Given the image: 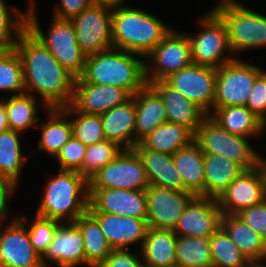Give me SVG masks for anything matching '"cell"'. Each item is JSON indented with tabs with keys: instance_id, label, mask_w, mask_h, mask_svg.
Segmentation results:
<instances>
[{
	"instance_id": "38",
	"label": "cell",
	"mask_w": 266,
	"mask_h": 267,
	"mask_svg": "<svg viewBox=\"0 0 266 267\" xmlns=\"http://www.w3.org/2000/svg\"><path fill=\"white\" fill-rule=\"evenodd\" d=\"M9 10L5 0H0V51L13 49L28 29V11L22 12L12 7L13 13L10 14Z\"/></svg>"
},
{
	"instance_id": "2",
	"label": "cell",
	"mask_w": 266,
	"mask_h": 267,
	"mask_svg": "<svg viewBox=\"0 0 266 267\" xmlns=\"http://www.w3.org/2000/svg\"><path fill=\"white\" fill-rule=\"evenodd\" d=\"M138 57L144 56L116 48L87 55L79 77L90 84L120 87L134 96L147 84L145 59Z\"/></svg>"
},
{
	"instance_id": "18",
	"label": "cell",
	"mask_w": 266,
	"mask_h": 267,
	"mask_svg": "<svg viewBox=\"0 0 266 267\" xmlns=\"http://www.w3.org/2000/svg\"><path fill=\"white\" fill-rule=\"evenodd\" d=\"M221 216L217 199L195 196L173 231L179 236L210 238L221 226Z\"/></svg>"
},
{
	"instance_id": "28",
	"label": "cell",
	"mask_w": 266,
	"mask_h": 267,
	"mask_svg": "<svg viewBox=\"0 0 266 267\" xmlns=\"http://www.w3.org/2000/svg\"><path fill=\"white\" fill-rule=\"evenodd\" d=\"M173 159L185 189L195 196L205 197L204 153L200 146L193 141L173 154Z\"/></svg>"
},
{
	"instance_id": "19",
	"label": "cell",
	"mask_w": 266,
	"mask_h": 267,
	"mask_svg": "<svg viewBox=\"0 0 266 267\" xmlns=\"http://www.w3.org/2000/svg\"><path fill=\"white\" fill-rule=\"evenodd\" d=\"M48 262L58 267H76L85 264L83 235L74 222L60 223L47 251L41 257L43 267H51Z\"/></svg>"
},
{
	"instance_id": "7",
	"label": "cell",
	"mask_w": 266,
	"mask_h": 267,
	"mask_svg": "<svg viewBox=\"0 0 266 267\" xmlns=\"http://www.w3.org/2000/svg\"><path fill=\"white\" fill-rule=\"evenodd\" d=\"M204 154H216L241 164L246 170L258 166L259 154L249 138L231 134L209 115L203 120L194 137Z\"/></svg>"
},
{
	"instance_id": "27",
	"label": "cell",
	"mask_w": 266,
	"mask_h": 267,
	"mask_svg": "<svg viewBox=\"0 0 266 267\" xmlns=\"http://www.w3.org/2000/svg\"><path fill=\"white\" fill-rule=\"evenodd\" d=\"M177 234L173 230L148 227L141 246L144 267L176 266Z\"/></svg>"
},
{
	"instance_id": "6",
	"label": "cell",
	"mask_w": 266,
	"mask_h": 267,
	"mask_svg": "<svg viewBox=\"0 0 266 267\" xmlns=\"http://www.w3.org/2000/svg\"><path fill=\"white\" fill-rule=\"evenodd\" d=\"M212 10L222 19L233 53L266 46V16L235 0H221Z\"/></svg>"
},
{
	"instance_id": "47",
	"label": "cell",
	"mask_w": 266,
	"mask_h": 267,
	"mask_svg": "<svg viewBox=\"0 0 266 267\" xmlns=\"http://www.w3.org/2000/svg\"><path fill=\"white\" fill-rule=\"evenodd\" d=\"M92 3L93 0H60V5L54 7L53 17L71 20Z\"/></svg>"
},
{
	"instance_id": "35",
	"label": "cell",
	"mask_w": 266,
	"mask_h": 267,
	"mask_svg": "<svg viewBox=\"0 0 266 267\" xmlns=\"http://www.w3.org/2000/svg\"><path fill=\"white\" fill-rule=\"evenodd\" d=\"M5 104L9 128L23 133L39 123L36 98L32 94L10 95L8 99H0Z\"/></svg>"
},
{
	"instance_id": "8",
	"label": "cell",
	"mask_w": 266,
	"mask_h": 267,
	"mask_svg": "<svg viewBox=\"0 0 266 267\" xmlns=\"http://www.w3.org/2000/svg\"><path fill=\"white\" fill-rule=\"evenodd\" d=\"M208 12L200 19L202 32L196 35L188 34L191 57L193 64L217 69L237 56H233L227 29L222 19L212 9Z\"/></svg>"
},
{
	"instance_id": "17",
	"label": "cell",
	"mask_w": 266,
	"mask_h": 267,
	"mask_svg": "<svg viewBox=\"0 0 266 267\" xmlns=\"http://www.w3.org/2000/svg\"><path fill=\"white\" fill-rule=\"evenodd\" d=\"M266 199L264 179L259 167L245 170L217 198L222 214L237 215Z\"/></svg>"
},
{
	"instance_id": "14",
	"label": "cell",
	"mask_w": 266,
	"mask_h": 267,
	"mask_svg": "<svg viewBox=\"0 0 266 267\" xmlns=\"http://www.w3.org/2000/svg\"><path fill=\"white\" fill-rule=\"evenodd\" d=\"M217 69L190 64L165 80L189 101L211 114L216 89Z\"/></svg>"
},
{
	"instance_id": "45",
	"label": "cell",
	"mask_w": 266,
	"mask_h": 267,
	"mask_svg": "<svg viewBox=\"0 0 266 267\" xmlns=\"http://www.w3.org/2000/svg\"><path fill=\"white\" fill-rule=\"evenodd\" d=\"M246 225L266 240V199L237 214Z\"/></svg>"
},
{
	"instance_id": "42",
	"label": "cell",
	"mask_w": 266,
	"mask_h": 267,
	"mask_svg": "<svg viewBox=\"0 0 266 267\" xmlns=\"http://www.w3.org/2000/svg\"><path fill=\"white\" fill-rule=\"evenodd\" d=\"M60 221L44 218L35 214L33 222L27 227L34 250L42 257L54 238Z\"/></svg>"
},
{
	"instance_id": "5",
	"label": "cell",
	"mask_w": 266,
	"mask_h": 267,
	"mask_svg": "<svg viewBox=\"0 0 266 267\" xmlns=\"http://www.w3.org/2000/svg\"><path fill=\"white\" fill-rule=\"evenodd\" d=\"M35 0H30L28 11V29L50 51L60 65L75 78L84 70L87 55L80 49L73 22L52 16L47 34L42 32L36 16Z\"/></svg>"
},
{
	"instance_id": "39",
	"label": "cell",
	"mask_w": 266,
	"mask_h": 267,
	"mask_svg": "<svg viewBox=\"0 0 266 267\" xmlns=\"http://www.w3.org/2000/svg\"><path fill=\"white\" fill-rule=\"evenodd\" d=\"M62 109L71 116L72 135L80 140L84 145L89 146L103 141L105 138L103 123L100 115L85 114L77 111L71 104Z\"/></svg>"
},
{
	"instance_id": "33",
	"label": "cell",
	"mask_w": 266,
	"mask_h": 267,
	"mask_svg": "<svg viewBox=\"0 0 266 267\" xmlns=\"http://www.w3.org/2000/svg\"><path fill=\"white\" fill-rule=\"evenodd\" d=\"M194 137L186 127L166 121L140 143L150 150L173 155L179 149L190 145Z\"/></svg>"
},
{
	"instance_id": "4",
	"label": "cell",
	"mask_w": 266,
	"mask_h": 267,
	"mask_svg": "<svg viewBox=\"0 0 266 267\" xmlns=\"http://www.w3.org/2000/svg\"><path fill=\"white\" fill-rule=\"evenodd\" d=\"M155 15L134 7L112 9L113 48L146 57L171 31Z\"/></svg>"
},
{
	"instance_id": "49",
	"label": "cell",
	"mask_w": 266,
	"mask_h": 267,
	"mask_svg": "<svg viewBox=\"0 0 266 267\" xmlns=\"http://www.w3.org/2000/svg\"><path fill=\"white\" fill-rule=\"evenodd\" d=\"M8 129L10 128H9L7 112L5 109V104L0 100V133Z\"/></svg>"
},
{
	"instance_id": "48",
	"label": "cell",
	"mask_w": 266,
	"mask_h": 267,
	"mask_svg": "<svg viewBox=\"0 0 266 267\" xmlns=\"http://www.w3.org/2000/svg\"><path fill=\"white\" fill-rule=\"evenodd\" d=\"M17 183L0 179V225H3L9 215L8 211V201L10 195L14 193L17 187Z\"/></svg>"
},
{
	"instance_id": "13",
	"label": "cell",
	"mask_w": 266,
	"mask_h": 267,
	"mask_svg": "<svg viewBox=\"0 0 266 267\" xmlns=\"http://www.w3.org/2000/svg\"><path fill=\"white\" fill-rule=\"evenodd\" d=\"M28 218L18 215L0 225V267H43L27 230Z\"/></svg>"
},
{
	"instance_id": "43",
	"label": "cell",
	"mask_w": 266,
	"mask_h": 267,
	"mask_svg": "<svg viewBox=\"0 0 266 267\" xmlns=\"http://www.w3.org/2000/svg\"><path fill=\"white\" fill-rule=\"evenodd\" d=\"M87 147L72 136L55 157L60 163V170L79 172L83 167Z\"/></svg>"
},
{
	"instance_id": "12",
	"label": "cell",
	"mask_w": 266,
	"mask_h": 267,
	"mask_svg": "<svg viewBox=\"0 0 266 267\" xmlns=\"http://www.w3.org/2000/svg\"><path fill=\"white\" fill-rule=\"evenodd\" d=\"M71 21L77 43L86 55L113 48L112 9L92 3Z\"/></svg>"
},
{
	"instance_id": "10",
	"label": "cell",
	"mask_w": 266,
	"mask_h": 267,
	"mask_svg": "<svg viewBox=\"0 0 266 267\" xmlns=\"http://www.w3.org/2000/svg\"><path fill=\"white\" fill-rule=\"evenodd\" d=\"M152 63L145 61V76L147 84L155 80H165L172 73L192 64L191 46L188 34L174 28L146 56Z\"/></svg>"
},
{
	"instance_id": "21",
	"label": "cell",
	"mask_w": 266,
	"mask_h": 267,
	"mask_svg": "<svg viewBox=\"0 0 266 267\" xmlns=\"http://www.w3.org/2000/svg\"><path fill=\"white\" fill-rule=\"evenodd\" d=\"M98 222L112 249H128L134 243L142 246L148 229L147 219L89 212Z\"/></svg>"
},
{
	"instance_id": "31",
	"label": "cell",
	"mask_w": 266,
	"mask_h": 267,
	"mask_svg": "<svg viewBox=\"0 0 266 267\" xmlns=\"http://www.w3.org/2000/svg\"><path fill=\"white\" fill-rule=\"evenodd\" d=\"M47 122H40L41 138L38 142V150L56 157L62 147L69 141L72 135L70 121L65 118L67 113L62 108H47ZM66 116V117H65Z\"/></svg>"
},
{
	"instance_id": "41",
	"label": "cell",
	"mask_w": 266,
	"mask_h": 267,
	"mask_svg": "<svg viewBox=\"0 0 266 267\" xmlns=\"http://www.w3.org/2000/svg\"><path fill=\"white\" fill-rule=\"evenodd\" d=\"M118 143L104 139L87 147L83 167L79 171L88 181L123 150Z\"/></svg>"
},
{
	"instance_id": "44",
	"label": "cell",
	"mask_w": 266,
	"mask_h": 267,
	"mask_svg": "<svg viewBox=\"0 0 266 267\" xmlns=\"http://www.w3.org/2000/svg\"><path fill=\"white\" fill-rule=\"evenodd\" d=\"M246 107L266 124V71L263 70L254 82Z\"/></svg>"
},
{
	"instance_id": "3",
	"label": "cell",
	"mask_w": 266,
	"mask_h": 267,
	"mask_svg": "<svg viewBox=\"0 0 266 267\" xmlns=\"http://www.w3.org/2000/svg\"><path fill=\"white\" fill-rule=\"evenodd\" d=\"M36 215L65 222L85 214L89 207V182L77 171L60 170L45 184Z\"/></svg>"
},
{
	"instance_id": "16",
	"label": "cell",
	"mask_w": 266,
	"mask_h": 267,
	"mask_svg": "<svg viewBox=\"0 0 266 267\" xmlns=\"http://www.w3.org/2000/svg\"><path fill=\"white\" fill-rule=\"evenodd\" d=\"M88 212L147 218L145 190L89 188Z\"/></svg>"
},
{
	"instance_id": "11",
	"label": "cell",
	"mask_w": 266,
	"mask_h": 267,
	"mask_svg": "<svg viewBox=\"0 0 266 267\" xmlns=\"http://www.w3.org/2000/svg\"><path fill=\"white\" fill-rule=\"evenodd\" d=\"M88 182L89 188L146 190L149 187L142 160L134 149H123Z\"/></svg>"
},
{
	"instance_id": "23",
	"label": "cell",
	"mask_w": 266,
	"mask_h": 267,
	"mask_svg": "<svg viewBox=\"0 0 266 267\" xmlns=\"http://www.w3.org/2000/svg\"><path fill=\"white\" fill-rule=\"evenodd\" d=\"M133 149L142 160L149 185L187 192L175 167L173 155L150 150L141 143H137Z\"/></svg>"
},
{
	"instance_id": "29",
	"label": "cell",
	"mask_w": 266,
	"mask_h": 267,
	"mask_svg": "<svg viewBox=\"0 0 266 267\" xmlns=\"http://www.w3.org/2000/svg\"><path fill=\"white\" fill-rule=\"evenodd\" d=\"M209 116L229 133L246 138L259 137L266 129V124L246 106L216 108Z\"/></svg>"
},
{
	"instance_id": "24",
	"label": "cell",
	"mask_w": 266,
	"mask_h": 267,
	"mask_svg": "<svg viewBox=\"0 0 266 267\" xmlns=\"http://www.w3.org/2000/svg\"><path fill=\"white\" fill-rule=\"evenodd\" d=\"M136 121L135 145L150 135L160 124L167 121L164 102L158 92L146 84L134 95Z\"/></svg>"
},
{
	"instance_id": "52",
	"label": "cell",
	"mask_w": 266,
	"mask_h": 267,
	"mask_svg": "<svg viewBox=\"0 0 266 267\" xmlns=\"http://www.w3.org/2000/svg\"><path fill=\"white\" fill-rule=\"evenodd\" d=\"M251 267H266V264H253Z\"/></svg>"
},
{
	"instance_id": "50",
	"label": "cell",
	"mask_w": 266,
	"mask_h": 267,
	"mask_svg": "<svg viewBox=\"0 0 266 267\" xmlns=\"http://www.w3.org/2000/svg\"><path fill=\"white\" fill-rule=\"evenodd\" d=\"M126 0H93V3L105 6L110 9L121 8Z\"/></svg>"
},
{
	"instance_id": "37",
	"label": "cell",
	"mask_w": 266,
	"mask_h": 267,
	"mask_svg": "<svg viewBox=\"0 0 266 267\" xmlns=\"http://www.w3.org/2000/svg\"><path fill=\"white\" fill-rule=\"evenodd\" d=\"M210 251L213 267H251L253 265L221 226L210 237Z\"/></svg>"
},
{
	"instance_id": "20",
	"label": "cell",
	"mask_w": 266,
	"mask_h": 267,
	"mask_svg": "<svg viewBox=\"0 0 266 267\" xmlns=\"http://www.w3.org/2000/svg\"><path fill=\"white\" fill-rule=\"evenodd\" d=\"M131 96L114 85H98L75 78L71 105L85 114L101 115L111 108L124 103Z\"/></svg>"
},
{
	"instance_id": "34",
	"label": "cell",
	"mask_w": 266,
	"mask_h": 267,
	"mask_svg": "<svg viewBox=\"0 0 266 267\" xmlns=\"http://www.w3.org/2000/svg\"><path fill=\"white\" fill-rule=\"evenodd\" d=\"M20 132L8 129L0 133V179L18 183L27 156L21 152Z\"/></svg>"
},
{
	"instance_id": "51",
	"label": "cell",
	"mask_w": 266,
	"mask_h": 267,
	"mask_svg": "<svg viewBox=\"0 0 266 267\" xmlns=\"http://www.w3.org/2000/svg\"><path fill=\"white\" fill-rule=\"evenodd\" d=\"M258 167L262 173L263 179H264V185L266 190V157H262L259 155L258 157Z\"/></svg>"
},
{
	"instance_id": "40",
	"label": "cell",
	"mask_w": 266,
	"mask_h": 267,
	"mask_svg": "<svg viewBox=\"0 0 266 267\" xmlns=\"http://www.w3.org/2000/svg\"><path fill=\"white\" fill-rule=\"evenodd\" d=\"M0 90L13 96L26 93L23 65L15 48L0 51Z\"/></svg>"
},
{
	"instance_id": "1",
	"label": "cell",
	"mask_w": 266,
	"mask_h": 267,
	"mask_svg": "<svg viewBox=\"0 0 266 267\" xmlns=\"http://www.w3.org/2000/svg\"><path fill=\"white\" fill-rule=\"evenodd\" d=\"M14 48L22 61L26 93L34 97L39 94L44 108L70 105L75 77L60 65L29 29L19 37Z\"/></svg>"
},
{
	"instance_id": "9",
	"label": "cell",
	"mask_w": 266,
	"mask_h": 267,
	"mask_svg": "<svg viewBox=\"0 0 266 267\" xmlns=\"http://www.w3.org/2000/svg\"><path fill=\"white\" fill-rule=\"evenodd\" d=\"M235 58L217 68L212 110L228 106H246L256 77L262 68Z\"/></svg>"
},
{
	"instance_id": "30",
	"label": "cell",
	"mask_w": 266,
	"mask_h": 267,
	"mask_svg": "<svg viewBox=\"0 0 266 267\" xmlns=\"http://www.w3.org/2000/svg\"><path fill=\"white\" fill-rule=\"evenodd\" d=\"M205 197L217 199L246 169L216 154H204Z\"/></svg>"
},
{
	"instance_id": "26",
	"label": "cell",
	"mask_w": 266,
	"mask_h": 267,
	"mask_svg": "<svg viewBox=\"0 0 266 267\" xmlns=\"http://www.w3.org/2000/svg\"><path fill=\"white\" fill-rule=\"evenodd\" d=\"M221 227L252 264L265 262L266 240L246 225L238 215L222 214Z\"/></svg>"
},
{
	"instance_id": "32",
	"label": "cell",
	"mask_w": 266,
	"mask_h": 267,
	"mask_svg": "<svg viewBox=\"0 0 266 267\" xmlns=\"http://www.w3.org/2000/svg\"><path fill=\"white\" fill-rule=\"evenodd\" d=\"M81 230L85 252V265L98 267L111 253L99 222L87 211L74 222Z\"/></svg>"
},
{
	"instance_id": "25",
	"label": "cell",
	"mask_w": 266,
	"mask_h": 267,
	"mask_svg": "<svg viewBox=\"0 0 266 267\" xmlns=\"http://www.w3.org/2000/svg\"><path fill=\"white\" fill-rule=\"evenodd\" d=\"M105 138L124 149L135 146L136 111L134 96L101 114Z\"/></svg>"
},
{
	"instance_id": "22",
	"label": "cell",
	"mask_w": 266,
	"mask_h": 267,
	"mask_svg": "<svg viewBox=\"0 0 266 267\" xmlns=\"http://www.w3.org/2000/svg\"><path fill=\"white\" fill-rule=\"evenodd\" d=\"M150 85L158 92L164 102L167 121L184 126L195 135L208 115L166 80H155Z\"/></svg>"
},
{
	"instance_id": "36",
	"label": "cell",
	"mask_w": 266,
	"mask_h": 267,
	"mask_svg": "<svg viewBox=\"0 0 266 267\" xmlns=\"http://www.w3.org/2000/svg\"><path fill=\"white\" fill-rule=\"evenodd\" d=\"M176 266L213 267L210 238L177 235Z\"/></svg>"
},
{
	"instance_id": "15",
	"label": "cell",
	"mask_w": 266,
	"mask_h": 267,
	"mask_svg": "<svg viewBox=\"0 0 266 267\" xmlns=\"http://www.w3.org/2000/svg\"><path fill=\"white\" fill-rule=\"evenodd\" d=\"M145 193L148 227L166 230L175 229L181 214L195 197L189 191L180 192L153 185H149Z\"/></svg>"
},
{
	"instance_id": "46",
	"label": "cell",
	"mask_w": 266,
	"mask_h": 267,
	"mask_svg": "<svg viewBox=\"0 0 266 267\" xmlns=\"http://www.w3.org/2000/svg\"><path fill=\"white\" fill-rule=\"evenodd\" d=\"M139 257L128 249H112L98 267H144L142 257Z\"/></svg>"
}]
</instances>
